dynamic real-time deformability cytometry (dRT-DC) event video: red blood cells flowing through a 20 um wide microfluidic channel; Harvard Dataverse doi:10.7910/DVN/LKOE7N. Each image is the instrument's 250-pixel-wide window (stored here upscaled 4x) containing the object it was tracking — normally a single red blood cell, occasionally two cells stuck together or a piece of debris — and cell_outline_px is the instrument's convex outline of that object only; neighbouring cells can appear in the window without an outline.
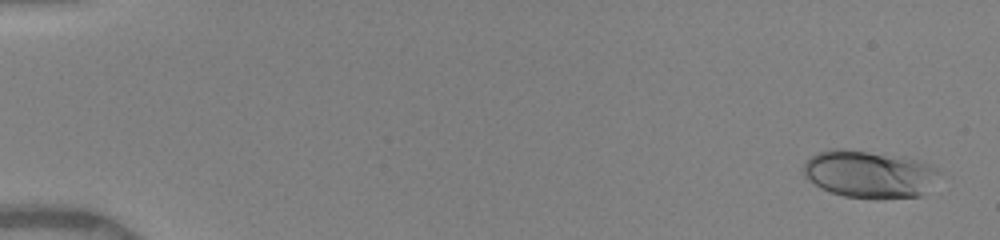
{"species": "human", "species_latin": "Homo sapiens", "temperature_condition": "warm", "stored_images_in_passage": 57, "camera_frame_rate_fps": 3000, "um_per_image_px": 0.085, "donor": {"sex": "female"}, "frame": {"image": 1, "passage_image": 1, "time_ms": 0.0, "image_size_px": [1000, 240], "cell_outline_px": [[940, 172], [920, 196], [844, 196], [820, 188], [804, 176], [804, 164], [816, 152], [828, 148], [848, 148], [904, 156], [920, 160], [932, 164]], "centroid_in_image_um": [73.84, 14.72], "position_along_channel_um": 11.2, "area_um2": 36.93}}
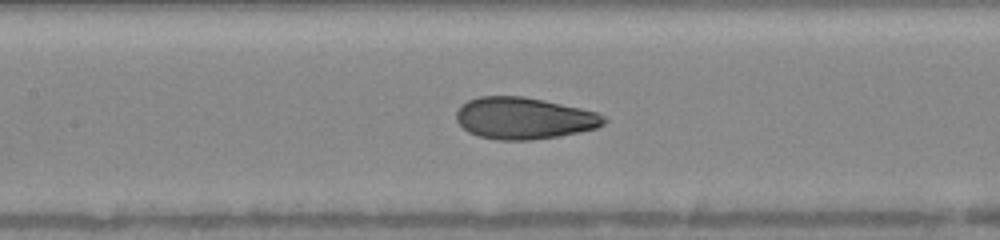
{"frame": {"image": 2, "passage_image": 23, "time_ms": 7.667, "image_size_px": [1000, 240], "cell_outline_px": [[608, 120], [604, 124], [596, 128], [556, 136], [532, 140], [496, 140], [480, 136], [468, 132], [456, 120], [456, 112], [460, 104], [468, 100], [480, 96], [524, 96], [544, 100], [580, 108], [596, 112], [608, 116]], "centroid_in_image_um": [44.53, 10.04], "position_along_channel_um": 162.9, "area_um2": 35.95}}
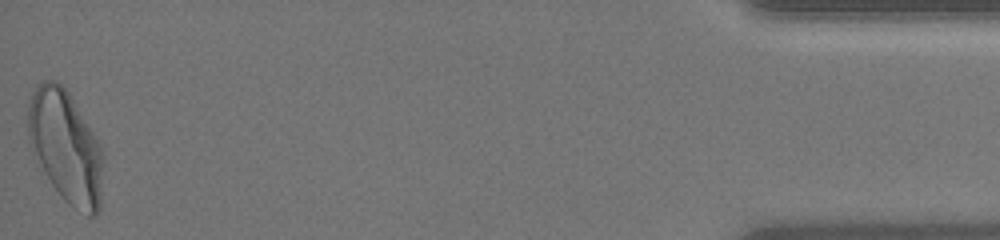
{"frame": {"image": 3, "passage_image": 57, "time_ms": 16.333, "image_size_px": [1000, 240], "cell_outline_px": [[104, 156], [100, 212], [96, 216], [88, 216], [68, 204], [64, 200], [52, 184], [32, 152], [28, 140], [28, 104], [32, 92], [44, 80], [56, 80], [68, 92], [96, 136], [100, 144]], "centroid_in_image_um": [5.61, 12.5], "position_along_channel_um": 429.6, "area_um2": 49.19}, "authors_computed_cell_mechanics": {"area_um2": 36.0094, "velocity_mm_per_s": 4.0113, "shape_relaxation_time_tau1_ms": 4.1801, "shape_relaxation_time_tau2_ms": 0.8095, "deformation_change_tau1": 0.1764, "deformation_change_tau2": 0.0676}}